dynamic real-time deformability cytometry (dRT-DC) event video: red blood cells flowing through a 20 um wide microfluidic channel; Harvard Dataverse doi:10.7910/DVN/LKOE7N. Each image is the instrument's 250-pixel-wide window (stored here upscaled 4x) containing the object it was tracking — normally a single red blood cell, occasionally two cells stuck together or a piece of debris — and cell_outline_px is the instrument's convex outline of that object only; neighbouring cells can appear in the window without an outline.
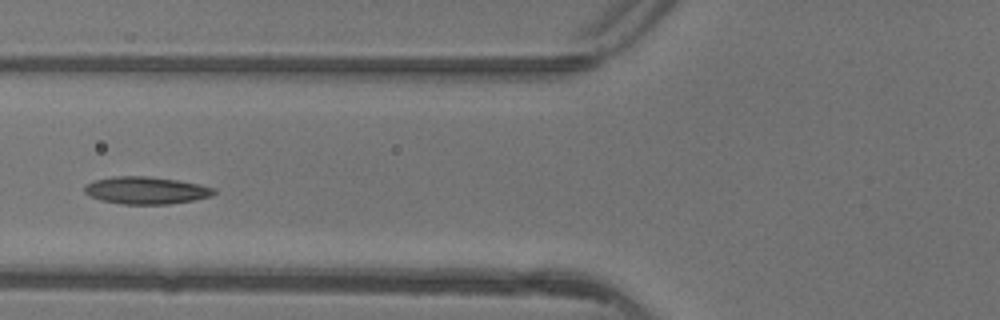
{"species": "common noctule bat (a hibernating species)", "species_latin": "Nyctalus noctula", "temperature_condition": "warm", "stored_images_in_passage": 4, "camera_frame_rate_fps": 3000, "um_per_image_px": 0.085, "animal": {"sex": "female"}, "frame": {"image": 1, "passage_image": 4, "time_ms": 1.0, "image_size_px": [1000, 320], "cell_outline_px": [[216, 192], [212, 196], [192, 200], [168, 204], [120, 204], [100, 200], [88, 196], [84, 192], [84, 184], [92, 180], [112, 176], [148, 176], [176, 180], [200, 184], [216, 188]], "centroid_in_image_um": [12.36, 16.17], "position_along_channel_um": 113.4, "area_um2": 20.87}}